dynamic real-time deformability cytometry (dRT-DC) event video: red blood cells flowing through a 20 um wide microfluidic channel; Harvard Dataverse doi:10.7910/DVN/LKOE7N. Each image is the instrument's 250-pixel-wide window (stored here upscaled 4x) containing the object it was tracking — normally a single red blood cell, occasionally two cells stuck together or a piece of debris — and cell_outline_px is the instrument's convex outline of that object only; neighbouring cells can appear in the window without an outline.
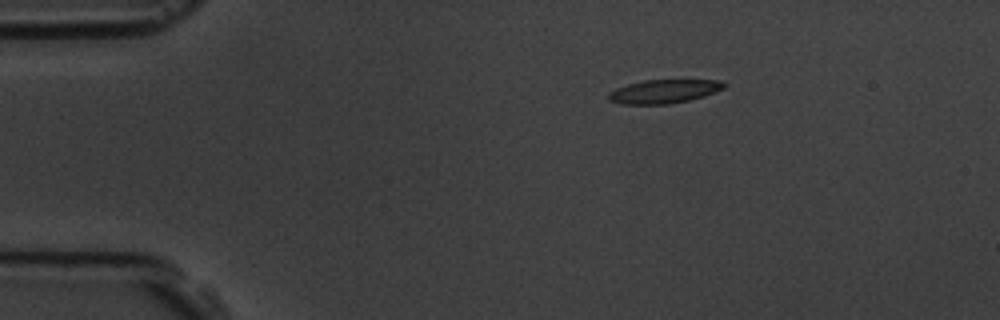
{"species": "common noctule bat (a hibernating species)", "species_latin": "Nyctalus noctula", "temperature_condition": "room temperature", "stored_images_in_passage": 48, "camera_frame_rate_fps": 3000, "um_per_image_px": 0.085, "animal": {"sex": "male", "body_mass_g": 19.5, "forearm_length_mm": 54.6}, "frame": {"image": 1, "passage_image": 1, "time_ms": 0.0, "image_size_px": [1000, 320], "cell_outline_px": [[728, 84], [724, 88], [704, 96], [688, 100], [668, 104], [620, 104], [608, 100], [608, 92], [616, 88], [628, 84], [644, 80], [720, 80]], "centroid_in_image_um": [56.42, 7.76], "position_along_channel_um": 28.6, "area_um2": 15.95}}
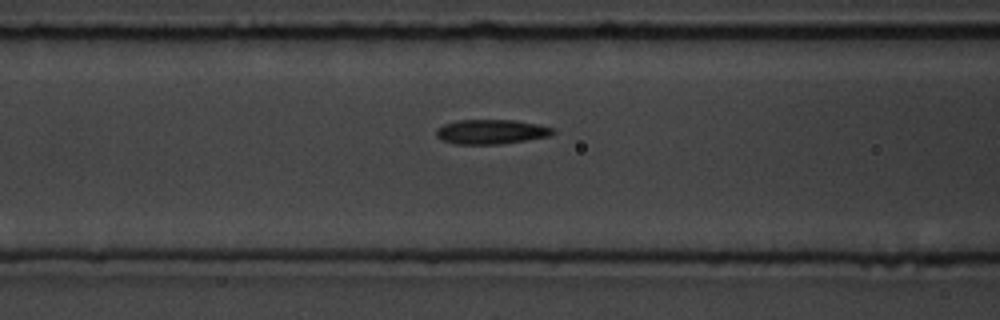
{"frame": {"image": 2, "passage_image": 14, "time_ms": 4.333, "image_size_px": [1000, 320], "cell_outline_px": [[556, 132], [548, 136], [500, 144], [456, 144], [440, 140], [436, 136], [436, 128], [444, 124], [456, 120], [516, 120], [536, 124], [552, 128]], "centroid_in_image_um": [41.68, 11.2], "position_along_channel_um": 124.9, "area_um2": 16.65}}
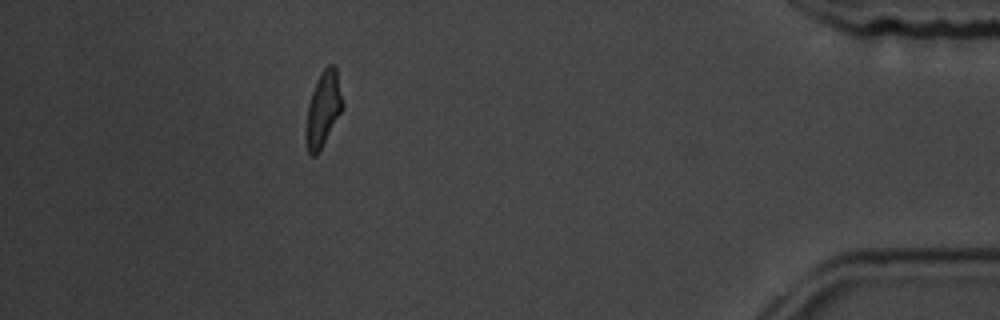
{"frame": {"image": 3, "passage_image": 42, "time_ms": 13.667, "image_size_px": [1000, 320], "cell_outline_px": [[344, 108], [316, 156], [312, 156], [308, 152], [304, 140], [304, 132], [308, 104], [312, 92], [320, 72], [328, 64], [332, 64], [336, 68], [344, 104]], "centroid_in_image_um": [27.45, 9.29], "position_along_channel_um": 407.7, "area_um2": 16.24}, "authors_computed_cell_mechanics": {"area_um2": 16.6464, "velocity_mm_per_s": 3.597, "shape_relaxation_time_tau1_ms": 6.5055, "shape_relaxation_time_tau2_ms": 3.7794, "deformation_change_tau1": 0.1785, "deformation_change_tau2": 0.1031}}